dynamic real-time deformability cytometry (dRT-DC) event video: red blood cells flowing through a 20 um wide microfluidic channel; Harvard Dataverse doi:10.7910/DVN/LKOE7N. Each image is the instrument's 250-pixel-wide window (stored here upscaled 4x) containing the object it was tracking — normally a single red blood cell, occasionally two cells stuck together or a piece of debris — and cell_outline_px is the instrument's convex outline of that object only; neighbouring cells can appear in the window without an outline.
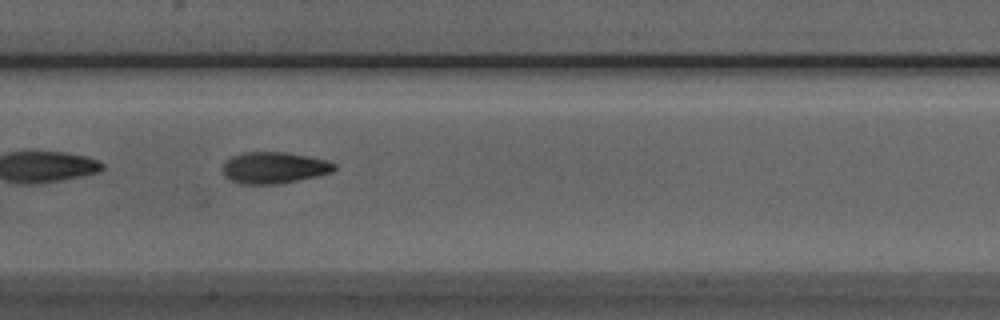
{"species": "Egyptian fruit bat (a non-hibernating species)", "species_latin": "Rousettus aegyptiacus", "temperature_condition": "room temperature", "stored_images_in_passage": 4, "camera_frame_rate_fps": 3000, "um_per_image_px": 0.085, "animal": {"sex": "male"}, "frame": {"image": 1, "passage_image": 4, "time_ms": 3.333, "image_size_px": [1000, 320], "cell_outline_px": [[336, 168], [332, 172], [316, 176], [280, 184], [240, 184], [232, 180], [224, 172], [224, 164], [232, 156], [244, 152], [288, 152], [328, 160], [336, 164]], "centroid_in_image_um": [23.35, 14.25], "position_along_channel_um": 184.0, "area_um2": 20.35}}